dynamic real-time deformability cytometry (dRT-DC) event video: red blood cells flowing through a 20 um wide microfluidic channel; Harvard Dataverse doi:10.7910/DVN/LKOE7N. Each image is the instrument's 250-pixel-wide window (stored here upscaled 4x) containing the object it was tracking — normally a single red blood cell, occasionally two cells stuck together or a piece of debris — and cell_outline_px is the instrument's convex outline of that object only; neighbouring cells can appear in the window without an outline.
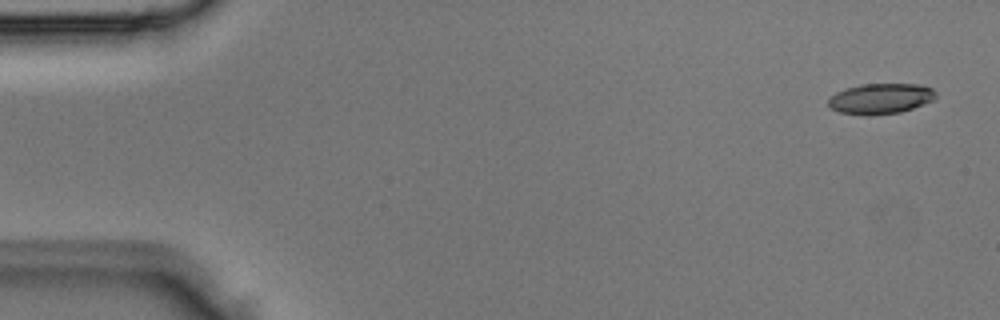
{"species": "Egyptian fruit bat (a non-hibernating species)", "species_latin": "Rousettus aegyptiacus", "temperature_condition": "room temperature", "stored_images_in_passage": 4, "camera_frame_rate_fps": 3000, "um_per_image_px": 0.085, "animal": {"sex": "male"}, "frame": {"image": 1, "passage_image": 1, "time_ms": 0.0, "image_size_px": [1000, 320], "cell_outline_px": [[936, 96], [932, 100], [912, 108], [900, 112], [872, 116], [868, 116], [840, 112], [832, 108], [828, 104], [828, 100], [836, 92], [844, 88], [860, 84], [920, 84], [932, 88], [936, 92]], "centroid_in_image_um": [74.84, 8.38], "position_along_channel_um": 10.2, "area_um2": 19.13}}